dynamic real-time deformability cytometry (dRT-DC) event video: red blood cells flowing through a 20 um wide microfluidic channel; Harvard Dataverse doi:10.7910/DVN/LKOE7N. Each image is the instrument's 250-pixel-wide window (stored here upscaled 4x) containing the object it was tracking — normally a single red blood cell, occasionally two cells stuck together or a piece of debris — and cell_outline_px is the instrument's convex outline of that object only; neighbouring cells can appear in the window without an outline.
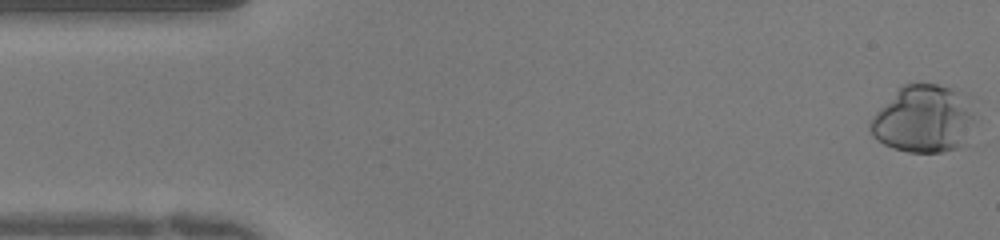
{"species": "human", "species_latin": "Homo sapiens", "temperature_condition": "warm", "stored_images_in_passage": 51, "camera_frame_rate_fps": 3000, "um_per_image_px": 0.085, "donor": {"sex": "female"}, "frame": {"image": 1, "passage_image": 1, "time_ms": 0.0, "image_size_px": [1000, 240], "cell_outline_px": [[972, 120], [968, 144], [944, 152], [908, 152], [892, 148], [876, 140], [872, 136], [868, 128], [868, 124], [872, 116], [904, 84], [936, 84], [952, 88], [968, 96], [972, 116]], "centroid_in_image_um": [78.5, 10.15], "position_along_channel_um": 6.5, "area_um2": 41.15}}
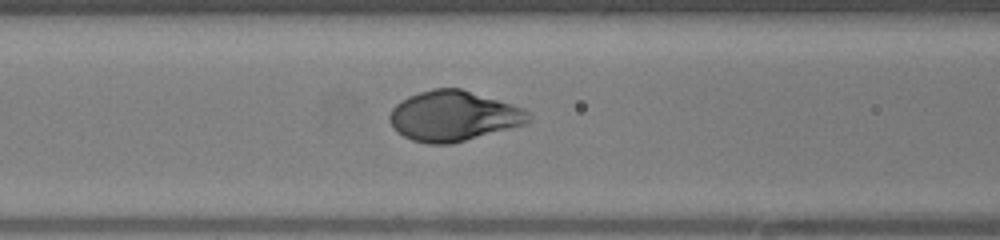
{"frame": {"image": 2, "passage_image": 20, "time_ms": 6.333, "image_size_px": [1000, 240], "cell_outline_px": [[532, 120], [528, 124], [452, 144], [428, 144], [412, 140], [396, 132], [392, 128], [388, 120], [388, 116], [392, 108], [400, 100], [408, 96], [432, 88], [460, 88], [512, 104], [524, 108], [532, 116]], "centroid_in_image_um": [38.55, 9.87], "position_along_channel_um": 128.1, "area_um2": 41.15}}
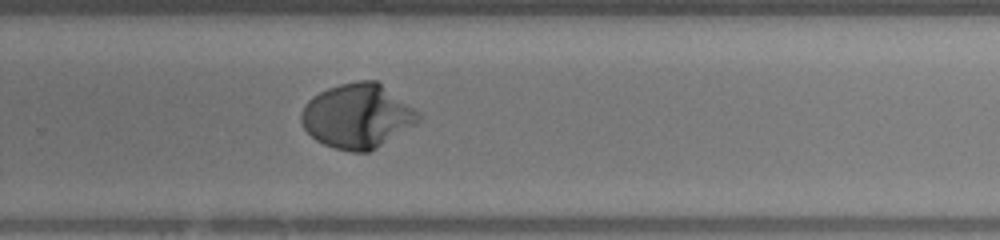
{"frame": {"image": 3, "passage_image": 33, "time_ms": 10.667, "image_size_px": [1000, 240], "cell_outline_px": [[420, 120], [416, 124], [376, 148], [368, 152], [352, 152], [336, 148], [324, 144], [316, 140], [304, 128], [300, 120], [300, 112], [304, 104], [312, 96], [328, 88], [340, 84], [360, 80], [376, 80], [420, 112]], "centroid_in_image_um": [30.37, 9.86], "position_along_channel_um": 299.4, "area_um2": 43.87}, "authors_computed_cell_mechanics": {"area_um2": 41.4426, "velocity_mm_per_s": 3.967, "shape_relaxation_time_tau1_ms": 2.6653, "shape_relaxation_time_tau2_ms": null, "deformation_change_tau1": 0.2089, "deformation_change_tau2": null}}